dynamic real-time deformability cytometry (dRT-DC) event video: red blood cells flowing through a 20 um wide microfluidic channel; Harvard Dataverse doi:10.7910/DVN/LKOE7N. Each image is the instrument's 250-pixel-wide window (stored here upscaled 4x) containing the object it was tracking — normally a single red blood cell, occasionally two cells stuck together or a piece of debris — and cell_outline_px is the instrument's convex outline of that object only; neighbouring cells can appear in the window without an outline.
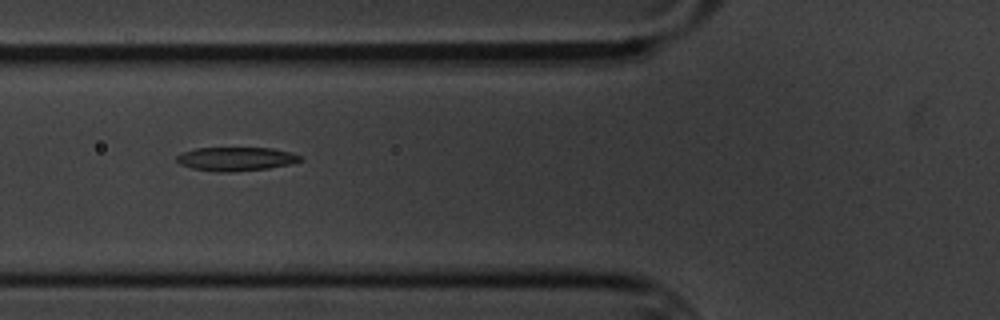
{"species": "common noctule bat (a hibernating species)", "species_latin": "Nyctalus noctula", "temperature_condition": "cold", "stored_images_in_passage": 7, "camera_frame_rate_fps": 3000, "um_per_image_px": 0.085, "animal": {"sex": "male", "body_mass_g": 20.1, "forearm_length_mm": 53.5}, "frame": {"image": 1, "passage_image": 6, "time_ms": 6.667, "image_size_px": [1000, 320], "cell_outline_px": [[304, 160], [288, 164], [268, 168], [232, 172], [216, 172], [192, 168], [180, 164], [176, 160], [176, 156], [184, 152], [196, 148], [272, 148], [304, 156]], "centroid_in_image_um": [20.07, 13.51], "position_along_channel_um": 105.7, "area_um2": 17.05}}
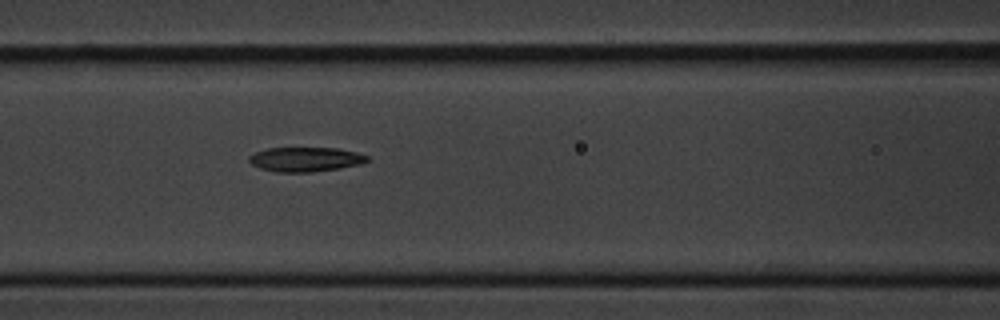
{"frame": {"image": 2, "passage_image": 7, "time_ms": 7.667, "image_size_px": [1000, 320], "cell_outline_px": [[368, 160], [360, 164], [340, 168], [312, 172], [276, 172], [260, 168], [252, 164], [248, 160], [248, 156], [252, 152], [268, 148], [340, 148], [356, 152], [368, 156]], "centroid_in_image_um": [25.93, 13.54], "position_along_channel_um": 140.7, "area_um2": 16.94}}